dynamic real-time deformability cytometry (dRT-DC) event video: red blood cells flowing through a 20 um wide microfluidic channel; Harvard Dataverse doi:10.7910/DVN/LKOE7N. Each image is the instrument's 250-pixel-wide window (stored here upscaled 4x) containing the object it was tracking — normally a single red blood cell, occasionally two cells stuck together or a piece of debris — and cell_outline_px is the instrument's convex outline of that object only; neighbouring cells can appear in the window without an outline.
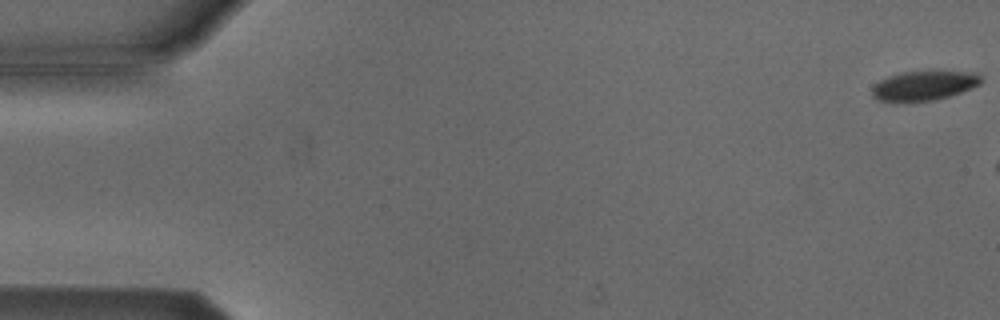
{"species": "Egyptian fruit bat (a non-hibernating species)", "species_latin": "Rousettus aegyptiacus", "temperature_condition": "cold", "stored_images_in_passage": 7, "camera_frame_rate_fps": 3000, "um_per_image_px": 0.085, "animal": {"sex": "male"}, "frame": {"image": 1, "passage_image": 1, "time_ms": 0.0, "image_size_px": [1000, 320], "cell_outline_px": [[980, 84], [960, 92], [948, 96], [932, 100], [876, 100], [872, 96], [872, 88], [880, 80], [888, 76], [900, 72], [972, 72], [980, 76]], "centroid_in_image_um": [78.5, 7.26], "position_along_channel_um": 6.5, "area_um2": 17.98}}